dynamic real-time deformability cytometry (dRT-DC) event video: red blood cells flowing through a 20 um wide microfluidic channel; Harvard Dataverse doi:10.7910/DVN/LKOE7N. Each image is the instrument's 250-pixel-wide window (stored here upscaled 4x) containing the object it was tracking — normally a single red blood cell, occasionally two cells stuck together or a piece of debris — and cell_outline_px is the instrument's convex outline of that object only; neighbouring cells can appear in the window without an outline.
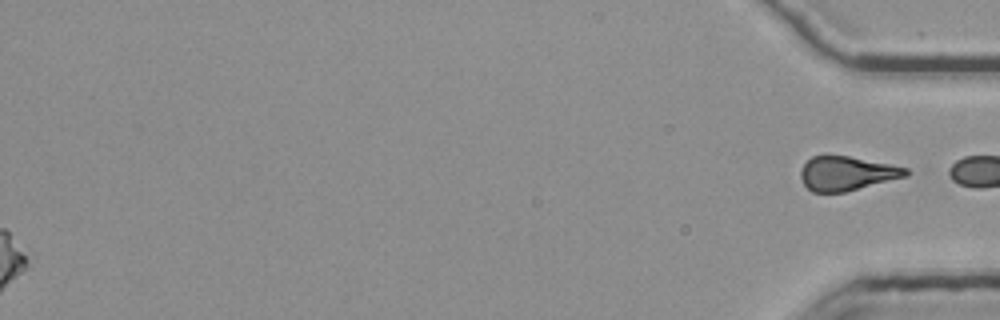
{"species": "common noctule bat (a hibernating species)", "species_latin": "Nyctalus noctula", "temperature_condition": "room temperature", "stored_images_in_passage": 49, "segment_of_instrument_passage": [3, 3], "camera_frame_rate_fps": 3000, "um_per_image_px": 0.085, "animal": {"sex": "female", "body_mass_g": 25.1}, "frame": {"image": 1, "passage_image": 49, "time_ms": 16.0, "image_size_px": [1000, 320], "cell_outline_px": [[908, 176], [844, 192], [812, 192], [804, 184], [800, 176], [800, 168], [812, 156], [824, 152], [848, 156], [892, 164], [908, 168]], "centroid_in_image_um": [71.94, 14.7], "position_along_channel_um": 363.3, "area_um2": 21.39}}